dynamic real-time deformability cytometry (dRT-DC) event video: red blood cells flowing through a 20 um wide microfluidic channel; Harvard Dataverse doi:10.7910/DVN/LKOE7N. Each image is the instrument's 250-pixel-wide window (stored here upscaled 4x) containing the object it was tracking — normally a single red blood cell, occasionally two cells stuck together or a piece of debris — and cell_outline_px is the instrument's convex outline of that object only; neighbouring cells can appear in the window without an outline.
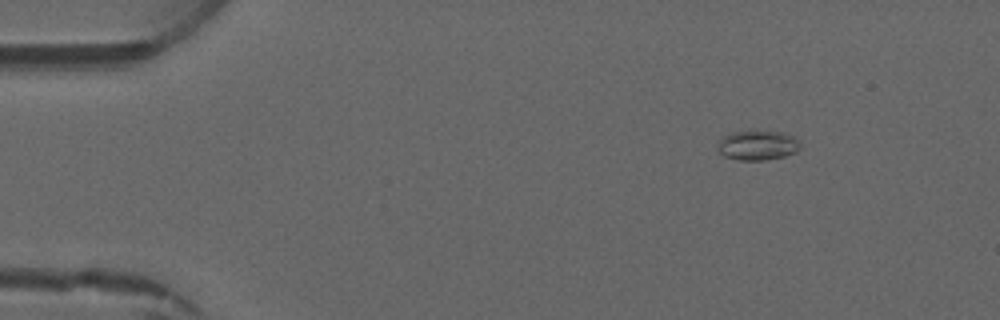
{"species": "common noctule bat (a hibernating species)", "species_latin": "Nyctalus noctula", "temperature_condition": "warm", "stored_images_in_passage": 4, "camera_frame_rate_fps": 3000, "um_per_image_px": 0.085, "animal": {"sex": "male", "forearm_length_mm": 52.5}, "frame": {"image": 1, "passage_image": 2, "time_ms": 1.0, "image_size_px": [1000, 320], "cell_outline_px": [[800, 148], [796, 152], [784, 156], [764, 160], [736, 160], [724, 156], [716, 148], [716, 144], [724, 136], [732, 132], [784, 132], [796, 136], [800, 140]], "centroid_in_image_um": [64.42, 12.36], "position_along_channel_um": 20.6, "area_um2": 14.33}}